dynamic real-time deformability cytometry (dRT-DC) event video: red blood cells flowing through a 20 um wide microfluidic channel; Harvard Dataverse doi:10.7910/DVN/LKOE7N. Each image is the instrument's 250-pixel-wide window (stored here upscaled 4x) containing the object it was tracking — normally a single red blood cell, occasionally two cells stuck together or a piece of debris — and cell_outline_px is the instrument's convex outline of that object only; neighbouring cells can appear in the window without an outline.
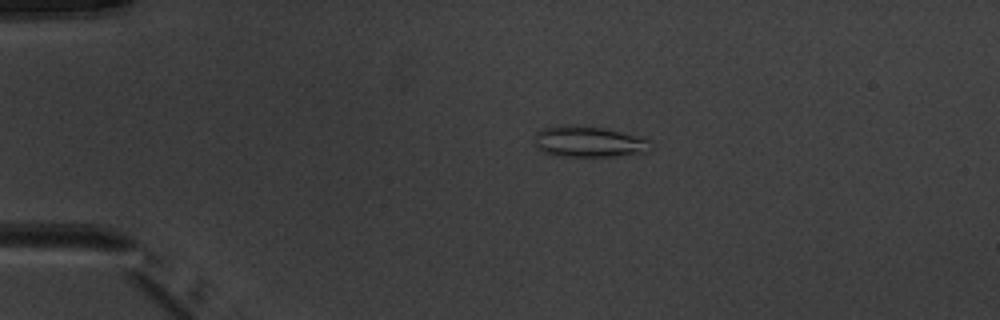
{"species": "common noctule bat (a hibernating species)", "species_latin": "Nyctalus noctula", "temperature_condition": "warm", "stored_images_in_passage": 5, "camera_frame_rate_fps": 3000, "um_per_image_px": 0.085, "animal": {"sex": "male", "body_mass_g": 20.1, "forearm_length_mm": 53.5}, "frame": {"image": 1, "passage_image": 4, "time_ms": 3.667, "image_size_px": [1000, 320], "cell_outline_px": [[652, 148], [644, 152], [616, 156], [556, 156], [544, 152], [536, 148], [536, 132], [540, 128], [564, 124], [572, 124], [600, 128], [648, 140]], "centroid_in_image_um": [49.93, 12.05], "position_along_channel_um": 35.1, "area_um2": 20.58}}